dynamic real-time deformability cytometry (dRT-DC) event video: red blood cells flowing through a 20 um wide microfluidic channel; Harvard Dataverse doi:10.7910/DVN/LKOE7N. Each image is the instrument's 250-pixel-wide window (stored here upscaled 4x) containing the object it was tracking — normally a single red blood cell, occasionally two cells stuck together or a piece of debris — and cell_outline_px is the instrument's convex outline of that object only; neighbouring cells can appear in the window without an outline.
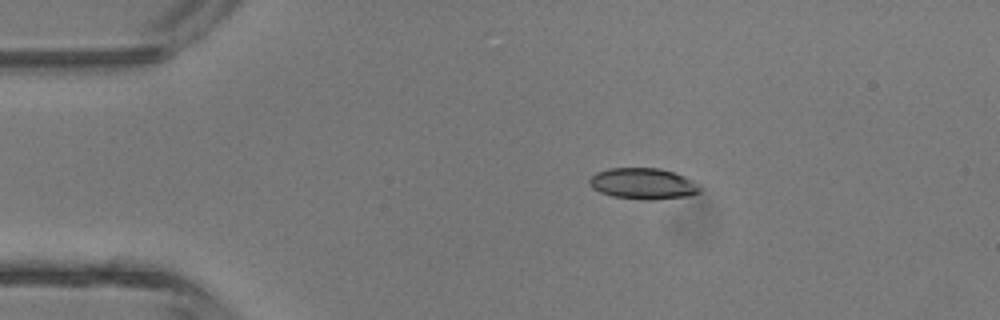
{"species": "common noctule bat (a hibernating species)", "species_latin": "Nyctalus noctula", "temperature_condition": "room temperature", "stored_images_in_passage": 3, "camera_frame_rate_fps": 3000, "um_per_image_px": 0.085, "animal": {"sex": "male", "body_mass_g": 13.3}, "frame": {"image": 1, "passage_image": 2, "time_ms": 2.0, "image_size_px": [1000, 320], "cell_outline_px": [[700, 192], [692, 196], [656, 200], [644, 200], [612, 196], [600, 192], [592, 188], [588, 184], [588, 180], [596, 172], [608, 168], [660, 168], [684, 176], [692, 180], [700, 188]], "centroid_in_image_um": [54.65, 15.62], "position_along_channel_um": 30.3, "area_um2": 20.23}}